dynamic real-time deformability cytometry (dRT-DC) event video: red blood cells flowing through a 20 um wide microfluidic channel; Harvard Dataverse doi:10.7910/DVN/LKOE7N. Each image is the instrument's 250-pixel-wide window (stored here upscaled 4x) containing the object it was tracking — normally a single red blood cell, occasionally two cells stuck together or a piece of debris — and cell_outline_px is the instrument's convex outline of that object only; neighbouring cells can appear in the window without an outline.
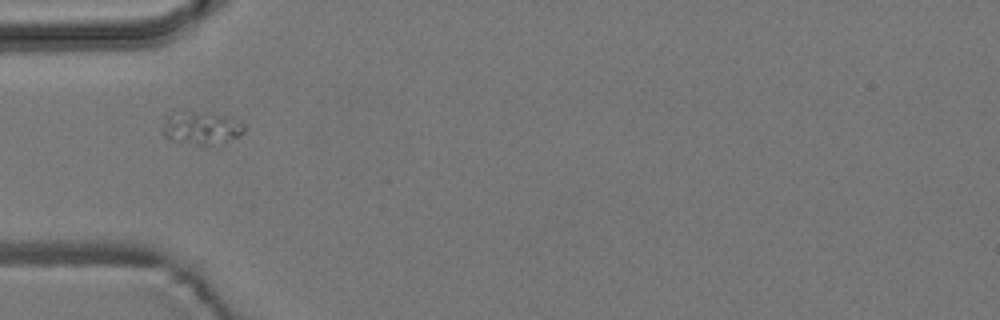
{"species": "common noctule bat (a hibernating species)", "species_latin": "Nyctalus noctula", "temperature_condition": "room temperature", "stored_images_in_passage": 2, "camera_frame_rate_fps": 3000, "um_per_image_px": 0.085, "animal": {"sex": "male", "body_mass_g": 19.2, "forearm_length_mm": 51.8}, "frame": {"image": 1, "passage_image": 1, "time_ms": 0.0, "image_size_px": [1000, 320], "cell_outline_px": [[244, 132], [240, 136], [224, 144], [196, 144], [172, 140], [164, 136], [164, 124], [172, 108], [204, 112], [224, 116], [244, 124]], "centroid_in_image_um": [17.1, 10.84], "position_along_channel_um": 67.9, "area_um2": 15.84}}
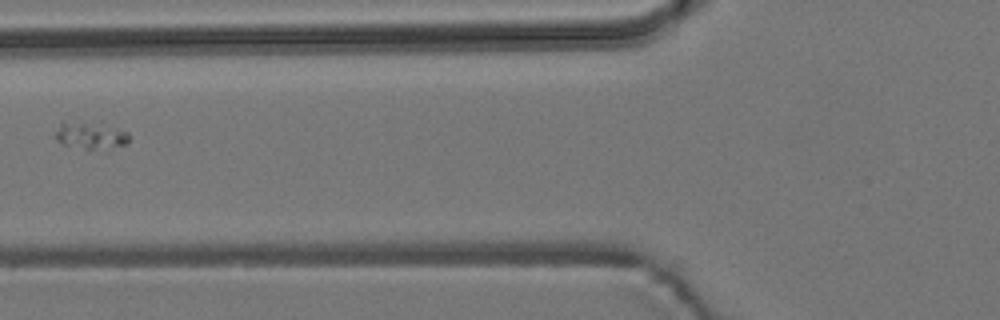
{"frame": {"image": 2, "passage_image": 2, "time_ms": 1.333, "image_size_px": [1000, 320], "cell_outline_px": [[128, 144], [108, 152], [104, 152], [64, 144], [56, 140], [52, 136], [60, 124], [64, 120], [128, 132]], "centroid_in_image_um": [7.68, 11.61], "position_along_channel_um": 118.1, "area_um2": 11.44}}